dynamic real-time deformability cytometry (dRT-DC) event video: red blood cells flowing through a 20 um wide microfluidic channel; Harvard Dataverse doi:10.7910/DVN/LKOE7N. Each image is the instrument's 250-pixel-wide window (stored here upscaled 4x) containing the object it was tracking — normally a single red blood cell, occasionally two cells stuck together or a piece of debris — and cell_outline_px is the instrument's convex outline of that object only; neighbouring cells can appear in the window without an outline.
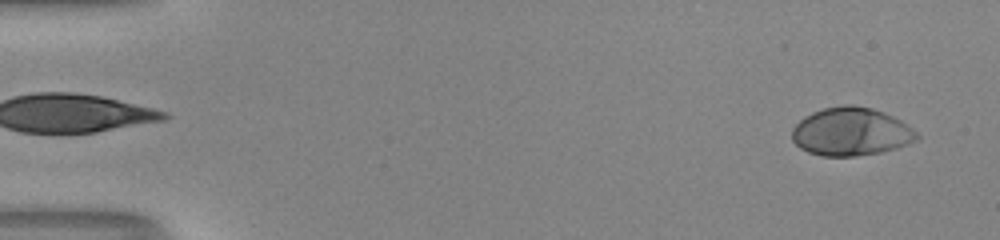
{"species": "human", "species_latin": "Homo sapiens", "temperature_condition": "room temperature", "stored_images_in_passage": 50, "camera_frame_rate_fps": 3000, "um_per_image_px": 0.085, "donor": {"sex": "male"}, "frame": {"image": 1, "passage_image": 2, "time_ms": 0.333, "image_size_px": [1000, 240], "cell_outline_px": [[920, 136], [916, 140], [908, 144], [896, 148], [880, 152], [856, 156], [824, 156], [808, 152], [800, 148], [792, 140], [792, 128], [804, 116], [812, 112], [824, 108], [844, 104], [852, 104], [872, 108], [884, 112], [908, 124]], "centroid_in_image_um": [72.33, 11.19], "position_along_channel_um": 12.7, "area_um2": 35.14}}
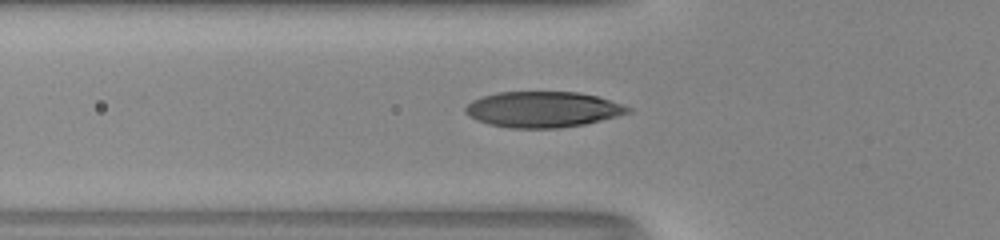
{"frame": {"image": 2, "passage_image": 18, "time_ms": 5.667, "image_size_px": [1000, 240], "cell_outline_px": [[632, 112], [584, 124], [560, 128], [512, 128], [488, 124], [476, 120], [468, 116], [464, 112], [464, 108], [472, 100], [480, 96], [496, 92], [576, 92], [596, 96], [632, 108]], "centroid_in_image_um": [46.07, 9.3], "position_along_channel_um": 79.7, "area_um2": 33.87}}
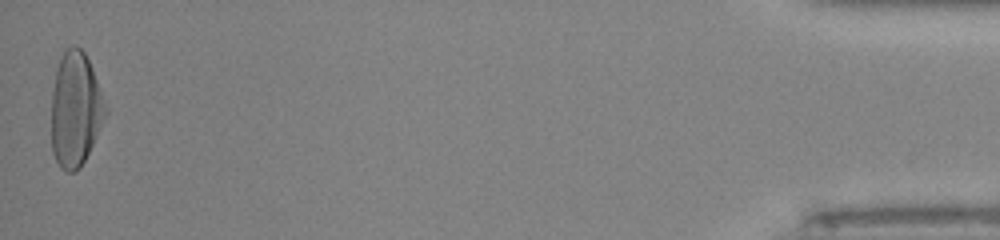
{"frame": {"image": 3, "passage_image": 50, "time_ms": 16.333, "image_size_px": [1000, 240], "cell_outline_px": [[108, 112], [80, 168], [76, 172], [68, 172], [60, 168], [52, 152], [52, 92], [56, 72], [60, 56], [64, 48], [72, 44], [76, 44], [84, 52], [92, 68], [108, 108]], "centroid_in_image_um": [6.41, 9.27], "position_along_channel_um": 428.8, "area_um2": 36.18}, "authors_computed_cell_mechanics": {"area_um2": 34.1887, "velocity_mm_per_s": 4.1494, "shape_relaxation_time_tau1_ms": 3.8297, "shape_relaxation_time_tau2_ms": null, "deformation_change_tau1": 0.2356, "deformation_change_tau2": null}}